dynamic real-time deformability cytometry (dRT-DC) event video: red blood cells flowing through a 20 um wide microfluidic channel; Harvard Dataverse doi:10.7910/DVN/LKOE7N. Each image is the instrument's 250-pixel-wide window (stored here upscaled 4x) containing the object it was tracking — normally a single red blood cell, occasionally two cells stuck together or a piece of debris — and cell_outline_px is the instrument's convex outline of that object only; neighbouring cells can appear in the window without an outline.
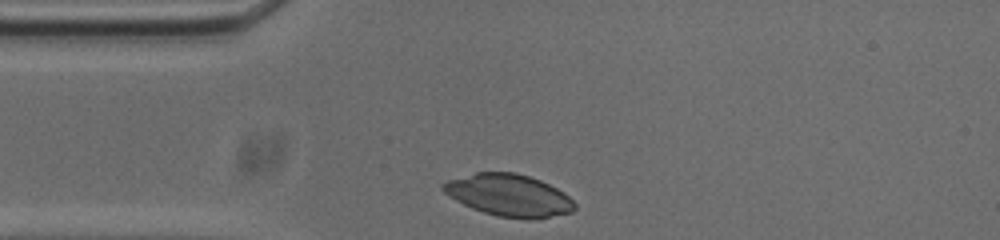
{"species": "common noctule bat (a hibernating species)", "species_latin": "Nyctalus noctula", "temperature_condition": "cold", "stored_images_in_passage": 30, "camera_frame_rate_fps": 3000, "um_per_image_px": 0.085, "animal": {"sex": "male", "body_mass_g": 20.0, "forearm_length_mm": 53.3}, "frame": {"image": 1, "passage_image": 1, "time_ms": 0.0, "image_size_px": [1000, 240], "cell_outline_px": [[576, 208], [572, 212], [532, 220], [528, 220], [496, 216], [472, 208], [456, 200], [444, 192], [440, 188], [440, 184], [448, 180], [476, 172], [516, 172], [540, 180], [564, 192], [576, 204]], "centroid_in_image_um": [43.26, 16.6], "position_along_channel_um": 41.7, "area_um2": 32.31}}
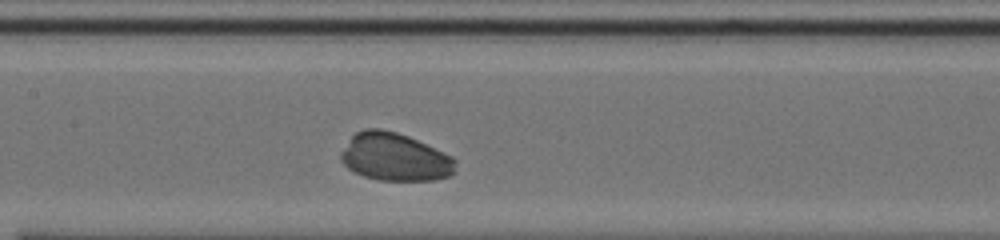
{"frame": {"image": 2, "passage_image": 13, "time_ms": 4.0, "image_size_px": [1000, 240], "cell_outline_px": [[456, 172], [448, 176], [436, 180], [380, 180], [364, 176], [348, 168], [340, 160], [340, 152], [352, 136], [356, 132], [364, 128], [380, 128], [396, 132], [408, 136], [444, 152], [452, 156], [456, 160]], "centroid_in_image_um": [33.57, 13.34], "position_along_channel_um": 173.8, "area_um2": 32.02}}
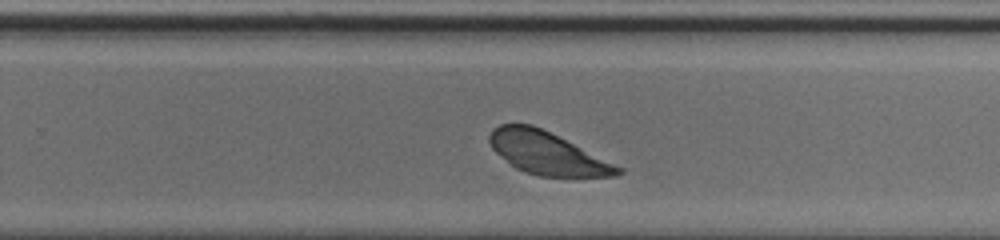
{"frame": {"image": 3, "passage_image": 22, "time_ms": 7.0, "image_size_px": [1000, 240], "cell_outline_px": [[624, 172], [616, 176], [540, 176], [524, 172], [516, 168], [496, 152], [492, 148], [488, 140], [488, 136], [492, 128], [500, 124], [532, 124], [624, 168]], "centroid_in_image_um": [46.49, 13.02], "position_along_channel_um": 283.3, "area_um2": 31.44}}